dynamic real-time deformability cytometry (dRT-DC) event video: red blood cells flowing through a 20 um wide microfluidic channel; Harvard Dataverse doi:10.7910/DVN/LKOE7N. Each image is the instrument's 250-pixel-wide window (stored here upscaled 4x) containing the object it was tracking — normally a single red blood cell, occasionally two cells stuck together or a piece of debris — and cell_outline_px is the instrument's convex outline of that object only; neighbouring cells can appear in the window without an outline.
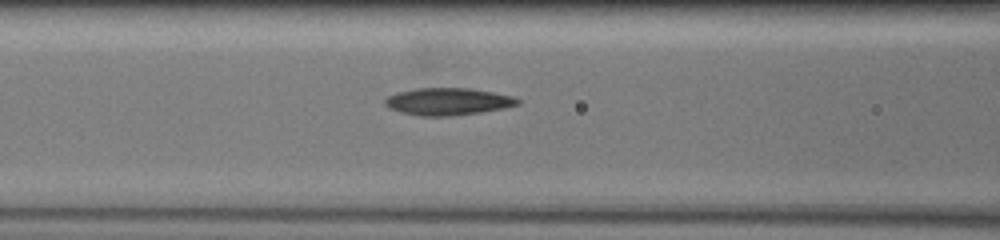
{"species": "common noctule bat (a hibernating species)", "species_latin": "Nyctalus noctula", "temperature_condition": "warm", "stored_images_in_passage": 24, "camera_frame_rate_fps": 3000, "um_per_image_px": 0.085, "animal": {"sex": "female", "body_mass_g": 19.5, "forearm_length_mm": 54.1}, "frame": {"image": 1, "passage_image": 6, "time_ms": 2.667, "image_size_px": [1000, 240], "cell_outline_px": [[520, 104], [504, 108], [480, 112], [452, 116], [420, 116], [400, 112], [388, 108], [384, 104], [384, 100], [388, 96], [396, 92], [416, 88], [468, 88], [492, 92], [512, 96], [520, 100]], "centroid_in_image_um": [38.03, 8.63], "position_along_channel_um": 128.6, "area_um2": 21.1}}
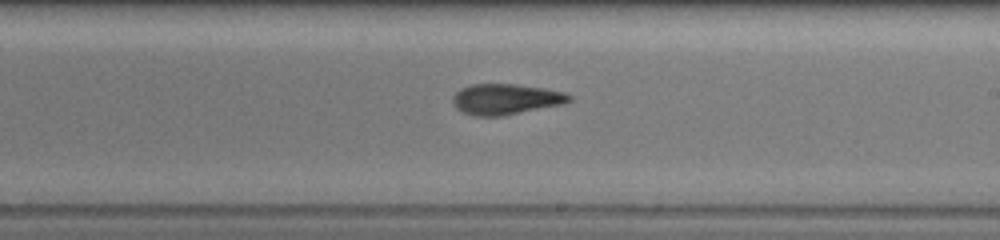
{"frame": {"image": 2, "passage_image": 13, "time_ms": 5.667, "image_size_px": [1000, 240], "cell_outline_px": [[572, 100], [564, 104], [504, 116], [472, 116], [460, 112], [456, 108], [452, 100], [452, 96], [460, 88], [472, 84], [512, 84], [544, 88], [564, 92], [572, 96]], "centroid_in_image_um": [42.97, 8.44], "position_along_channel_um": 246.0, "area_um2": 21.1}}
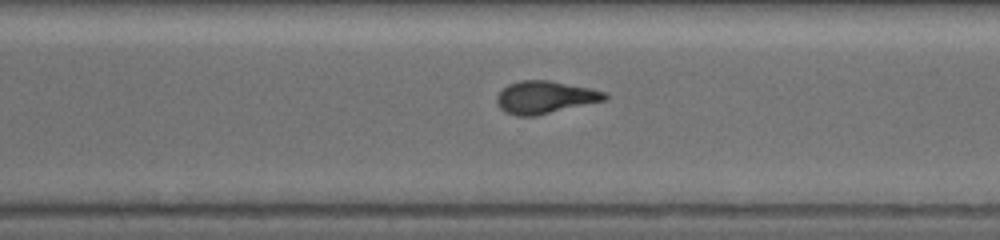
{"frame": {"image": 3, "passage_image": 17, "time_ms": 7.667, "image_size_px": [1000, 240], "cell_outline_px": [[608, 100], [536, 116], [516, 116], [504, 112], [500, 108], [496, 100], [496, 96], [508, 84], [520, 80], [548, 80], [592, 88], [608, 92]], "centroid_in_image_um": [46.37, 8.27], "position_along_channel_um": 324.2, "area_um2": 20.81}, "authors_computed_cell_mechanics": {"area_um2": 21.0103, "velocity_mm_per_s": 3.9229, "shape_relaxation_time_tau1_ms": 8.955, "shape_relaxation_time_tau2_ms": 3.0663, "deformation_change_tau1": 0.2488, "deformation_change_tau2": 0.1095}}